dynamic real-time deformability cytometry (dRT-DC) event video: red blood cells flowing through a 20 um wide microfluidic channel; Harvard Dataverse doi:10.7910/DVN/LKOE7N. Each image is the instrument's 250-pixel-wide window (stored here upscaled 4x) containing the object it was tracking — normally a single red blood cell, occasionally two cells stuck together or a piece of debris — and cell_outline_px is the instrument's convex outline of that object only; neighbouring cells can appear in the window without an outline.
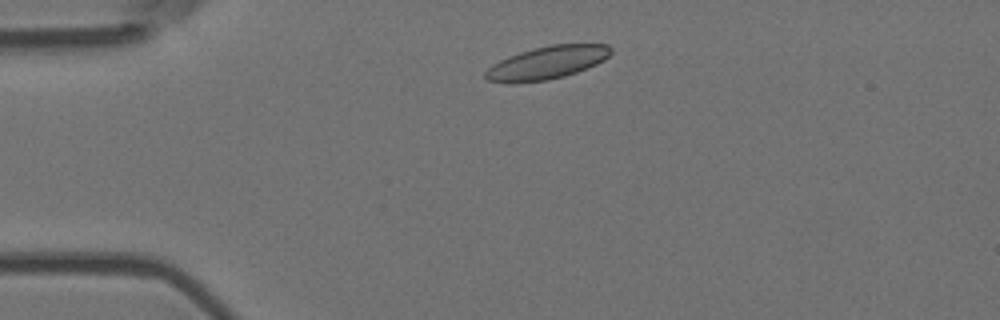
{"species": "Egyptian fruit bat (a non-hibernating species)", "species_latin": "Rousettus aegyptiacus", "temperature_condition": "room temperature", "stored_images_in_passage": 2, "camera_frame_rate_fps": 3000, "um_per_image_px": 0.085, "animal": {"sex": "female"}, "frame": {"image": 1, "passage_image": 2, "time_ms": 0.333, "image_size_px": [1000, 320], "cell_outline_px": [[612, 52], [604, 60], [588, 68], [564, 76], [548, 80], [516, 84], [488, 80], [484, 76], [484, 72], [492, 64], [508, 56], [532, 48], [552, 44], [608, 44], [612, 48]], "centroid_in_image_um": [46.49, 5.33], "position_along_channel_um": 38.5, "area_um2": 24.28}}